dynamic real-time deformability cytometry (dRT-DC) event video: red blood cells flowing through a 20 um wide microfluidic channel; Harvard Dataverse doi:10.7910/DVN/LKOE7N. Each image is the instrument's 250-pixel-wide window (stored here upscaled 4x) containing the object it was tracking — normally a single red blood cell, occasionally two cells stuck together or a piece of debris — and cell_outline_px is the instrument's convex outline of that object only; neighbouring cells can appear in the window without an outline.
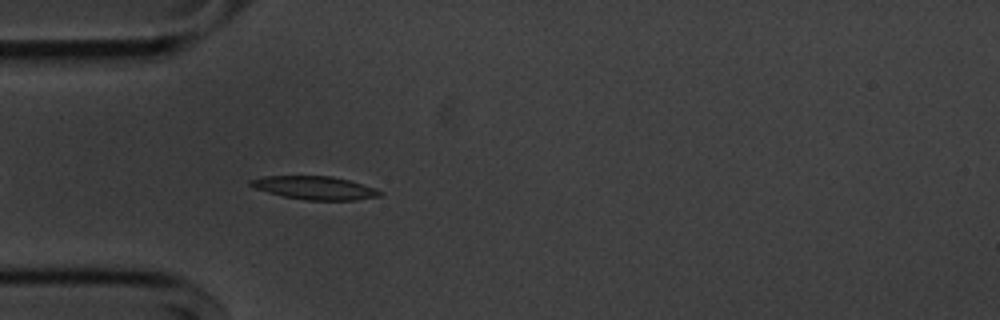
{"species": "common noctule bat (a hibernating species)", "species_latin": "Nyctalus noctula", "temperature_condition": "cold", "stored_images_in_passage": 22, "camera_frame_rate_fps": 3000, "um_per_image_px": 0.085, "animal": {"sex": "male", "body_mass_g": 20.1, "forearm_length_mm": 53.5}, "frame": {"image": 1, "passage_image": 5, "time_ms": 1.333, "image_size_px": [1000, 320], "cell_outline_px": [[384, 192], [380, 196], [356, 200], [304, 200], [284, 196], [268, 192], [256, 188], [248, 184], [248, 180], [264, 176], [332, 176], [348, 180], [376, 188]], "centroid_in_image_um": [26.77, 15.96], "position_along_channel_um": 58.2, "area_um2": 17.51}}
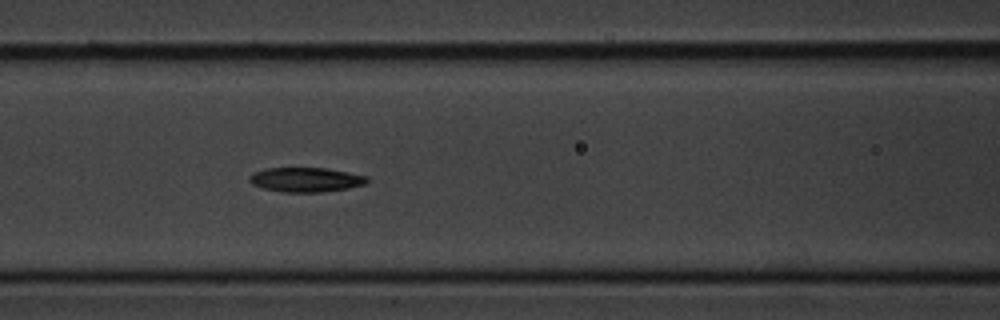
{"frame": {"image": 2, "passage_image": 12, "time_ms": 3.667, "image_size_px": [1000, 320], "cell_outline_px": [[368, 180], [364, 184], [348, 188], [320, 192], [280, 192], [264, 188], [252, 184], [248, 180], [248, 176], [252, 172], [268, 168], [324, 168], [348, 172], [368, 176]], "centroid_in_image_um": [25.95, 15.27], "position_along_channel_um": 140.6, "area_um2": 16.76}}
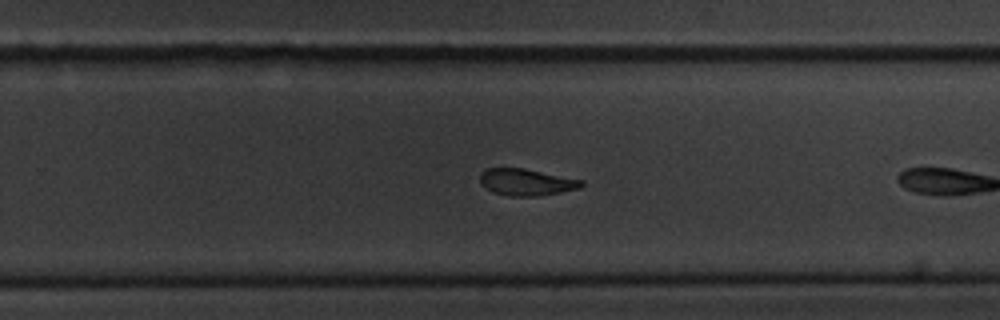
{"frame": {"image": 3, "passage_image": 21, "time_ms": 6.667, "image_size_px": [1000, 320], "cell_outline_px": [[584, 184], [580, 188], [560, 192], [536, 196], [508, 196], [492, 192], [484, 188], [480, 184], [480, 172], [488, 168], [524, 168], [584, 180]], "centroid_in_image_um": [44.71, 15.48], "position_along_channel_um": 285.1, "area_um2": 15.95}}